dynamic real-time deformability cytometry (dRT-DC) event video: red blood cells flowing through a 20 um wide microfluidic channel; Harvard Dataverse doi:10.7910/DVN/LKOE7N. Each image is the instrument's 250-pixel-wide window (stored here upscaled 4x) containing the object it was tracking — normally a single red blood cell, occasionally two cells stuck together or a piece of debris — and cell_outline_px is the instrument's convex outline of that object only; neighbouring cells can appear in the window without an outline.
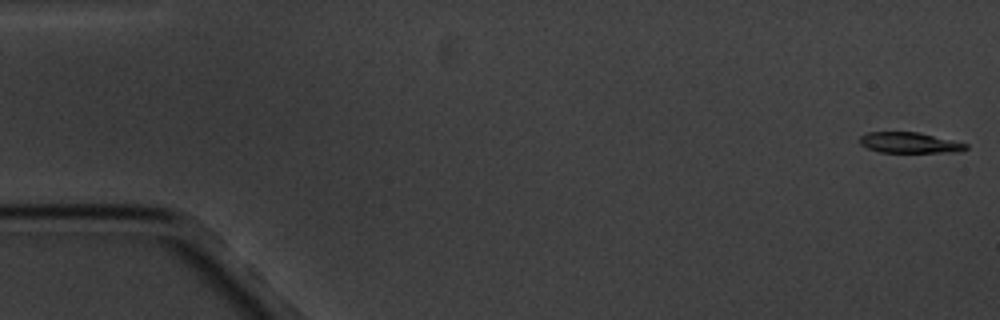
{"species": "common noctule bat (a hibernating species)", "species_latin": "Nyctalus noctula", "temperature_condition": "cold", "stored_images_in_passage": 3, "camera_frame_rate_fps": 3000, "um_per_image_px": 0.085, "animal": {"sex": "male", "body_mass_g": 20.1, "forearm_length_mm": 53.5}, "frame": {"image": 1, "passage_image": 1, "time_ms": 0.0, "image_size_px": [1000, 320], "cell_outline_px": [[968, 148], [960, 152], [880, 152], [868, 148], [860, 144], [860, 136], [868, 132], [916, 132], [968, 144]], "centroid_in_image_um": [77.3, 12.13], "position_along_channel_um": 7.7, "area_um2": 12.6}}